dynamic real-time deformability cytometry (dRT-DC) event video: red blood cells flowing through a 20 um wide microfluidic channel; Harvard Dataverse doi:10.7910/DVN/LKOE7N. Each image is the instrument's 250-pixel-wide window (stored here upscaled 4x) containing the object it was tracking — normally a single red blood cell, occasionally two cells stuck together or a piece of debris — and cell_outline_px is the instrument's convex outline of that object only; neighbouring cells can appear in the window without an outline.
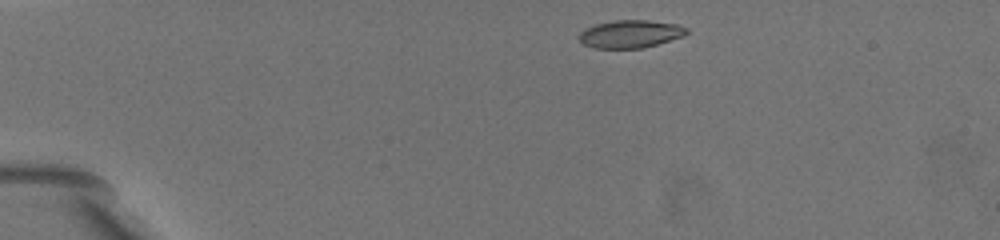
{"species": "common noctule bat (a hibernating species)", "species_latin": "Nyctalus noctula", "temperature_condition": "warm", "stored_images_in_passage": 28, "camera_frame_rate_fps": 3000, "um_per_image_px": 0.085, "animal": {"sex": "female", "body_mass_g": 19.5, "forearm_length_mm": 54.1}, "frame": {"image": 1, "passage_image": 1, "time_ms": 0.0, "image_size_px": [1000, 240], "cell_outline_px": [[688, 32], [680, 36], [656, 44], [640, 48], [596, 48], [584, 44], [580, 40], [580, 32], [596, 24], [612, 20], [648, 20], [676, 24], [688, 28]], "centroid_in_image_um": [53.57, 2.87], "position_along_channel_um": 31.4, "area_um2": 16.99}}
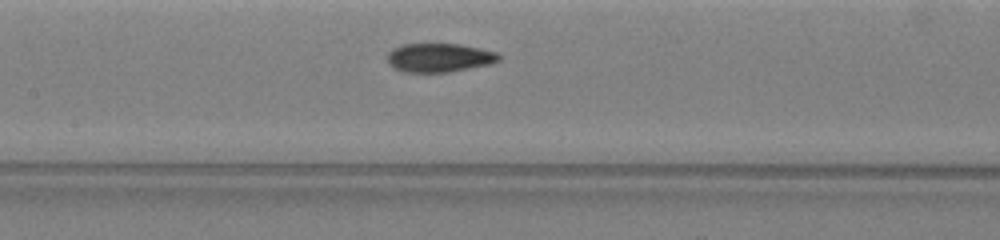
{"frame": {"image": 2, "passage_image": 12, "time_ms": 6.0, "image_size_px": [1000, 240], "cell_outline_px": [[500, 60], [488, 64], [448, 72], [404, 72], [396, 68], [388, 60], [388, 52], [392, 48], [404, 44], [460, 44], [496, 52], [500, 56]], "centroid_in_image_um": [37.33, 4.89], "position_along_channel_um": 170.1, "area_um2": 18.38}}
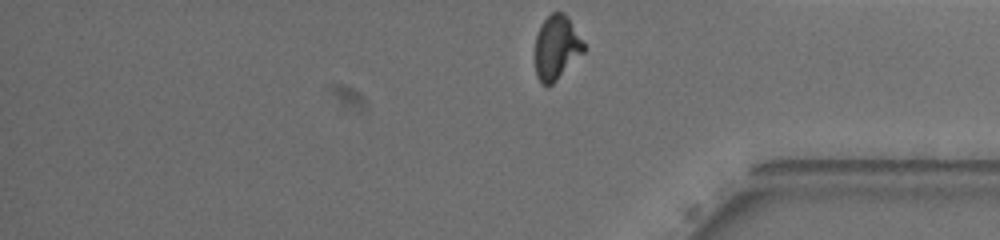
{"frame": {"image": 3, "passage_image": 28, "time_ms": 12.333, "image_size_px": [1000, 240], "cell_outline_px": [[584, 52], [548, 88], [540, 84], [536, 76], [536, 36], [540, 24], [552, 12], [564, 12], [584, 44]], "centroid_in_image_um": [47.27, 4.07], "position_along_channel_um": 387.9, "area_um2": 17.98}, "authors_computed_cell_mechanics": {"area_um2": 18.785, "velocity_mm_per_s": 3.5791, "shape_relaxation_time_tau1_ms": 7.8241, "shape_relaxation_time_tau2_ms": 1.1489, "deformation_change_tau1": 0.2127, "deformation_change_tau2": 0.0566}}